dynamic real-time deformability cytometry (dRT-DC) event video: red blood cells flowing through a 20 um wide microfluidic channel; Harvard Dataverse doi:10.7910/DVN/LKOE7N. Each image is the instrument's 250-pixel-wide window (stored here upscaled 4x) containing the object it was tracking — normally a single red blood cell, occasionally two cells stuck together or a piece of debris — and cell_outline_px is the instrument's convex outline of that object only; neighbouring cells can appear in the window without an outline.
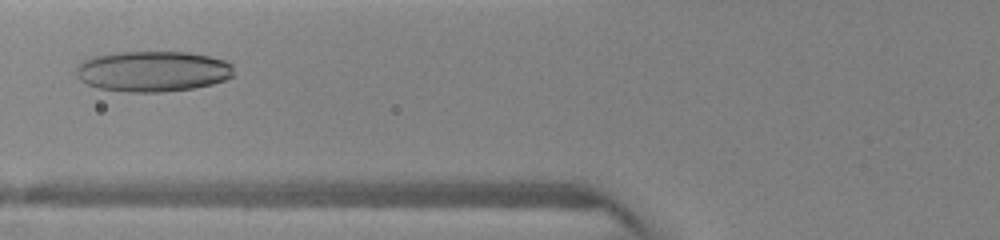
{"species": "human", "species_latin": "Homo sapiens", "temperature_condition": "warm", "stored_images_in_passage": 11, "camera_frame_rate_fps": 3000, "um_per_image_px": 0.085, "donor": {"sex": "female"}, "frame": {"image": 1, "passage_image": 5, "time_ms": 2.667, "image_size_px": [1000, 240], "cell_outline_px": [[232, 76], [224, 80], [212, 84], [192, 88], [164, 92], [128, 92], [96, 88], [80, 80], [76, 76], [76, 68], [84, 60], [92, 56], [108, 52], [188, 52], [208, 56], [224, 60], [232, 64]], "centroid_in_image_um": [12.94, 6.06], "position_along_channel_um": 112.9, "area_um2": 37.51}}
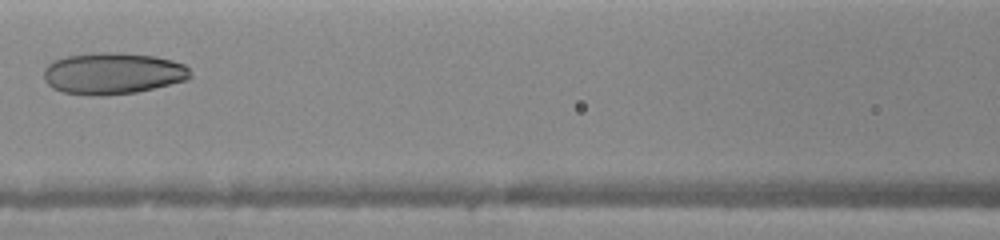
{"frame": {"image": 2, "passage_image": 7, "time_ms": 3.667, "image_size_px": [1000, 240], "cell_outline_px": [[192, 76], [188, 80], [136, 92], [60, 92], [52, 88], [44, 80], [44, 68], [52, 60], [68, 56], [100, 52], [120, 52], [156, 56], [172, 60], [184, 64], [192, 72]], "centroid_in_image_um": [9.63, 6.18], "position_along_channel_um": 157.0, "area_um2": 34.68}}
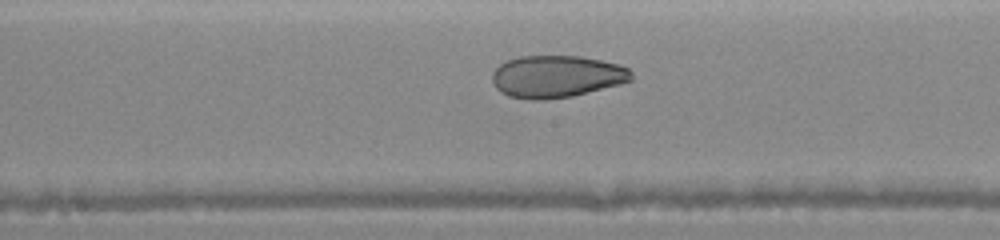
{"frame": {"image": 3, "passage_image": 10, "time_ms": 4.667, "image_size_px": [1000, 240], "cell_outline_px": [[632, 80], [620, 84], [572, 96], [540, 100], [532, 100], [508, 96], [500, 92], [496, 88], [492, 80], [492, 72], [504, 60], [520, 56], [580, 56], [620, 64], [628, 68], [632, 72]], "centroid_in_image_um": [47.29, 6.5], "position_along_channel_um": 200.9, "area_um2": 34.33}}